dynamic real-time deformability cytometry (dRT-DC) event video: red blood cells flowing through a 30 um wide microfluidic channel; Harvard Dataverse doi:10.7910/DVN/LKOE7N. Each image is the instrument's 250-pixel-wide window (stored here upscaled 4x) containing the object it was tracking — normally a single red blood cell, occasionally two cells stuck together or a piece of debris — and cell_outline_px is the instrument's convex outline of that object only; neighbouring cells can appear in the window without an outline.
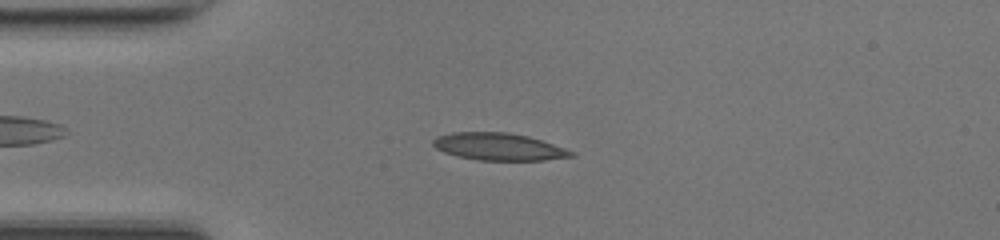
{"species": "common noctule bat (a hibernating species)", "species_latin": "Nyctalus noctula", "temperature_condition": "room temperature", "stored_images_in_passage": 44, "camera_frame_rate_fps": 3000, "um_per_image_px": 0.085, "animal": {"sex": "female", "body_mass_g": 17.0, "forearm_length_mm": 48.0}, "frame": {"image": 1, "passage_image": 11, "time_ms": 3.333, "image_size_px": [1000, 240], "cell_outline_px": [[576, 156], [544, 160], [480, 160], [456, 156], [444, 152], [436, 148], [432, 144], [432, 140], [436, 136], [452, 132], [508, 132], [528, 136], [576, 152]], "centroid_in_image_um": [42.37, 12.46], "position_along_channel_um": 42.6, "area_um2": 21.96}}
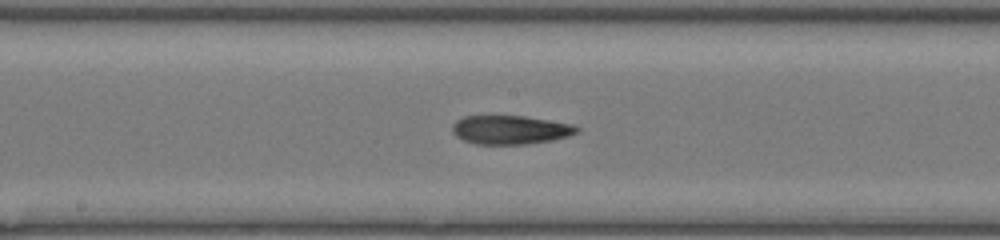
{"frame": {"image": 2, "passage_image": 24, "time_ms": 7.667, "image_size_px": [1000, 240], "cell_outline_px": [[580, 128], [576, 132], [568, 136], [552, 140], [524, 144], [476, 144], [464, 140], [456, 136], [452, 132], [452, 124], [456, 120], [464, 116], [524, 116], [572, 124]], "centroid_in_image_um": [43.34, 11.03], "position_along_channel_um": 204.9, "area_um2": 20.75}}
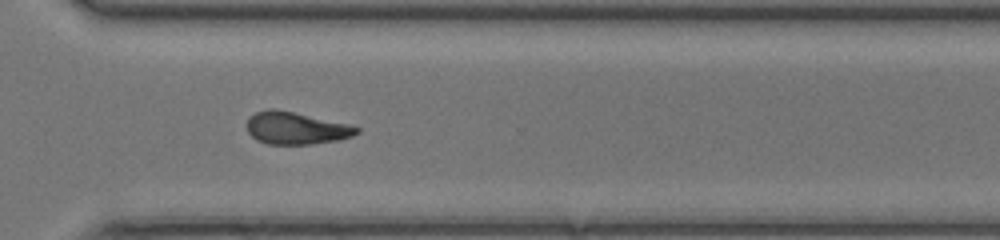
{"frame": {"image": 3, "passage_image": 34, "time_ms": 11.0, "image_size_px": [1000, 240], "cell_outline_px": [[360, 132], [352, 136], [336, 140], [312, 144], [268, 144], [256, 140], [248, 132], [248, 116], [256, 112], [268, 108], [272, 108], [292, 112], [348, 124], [360, 128]], "centroid_in_image_um": [25.14, 10.89], "position_along_channel_um": 345.5, "area_um2": 20.46}, "authors_computed_cell_mechanics": {"area_um2": 21.2415, "velocity_mm_per_s": 4.2332, "shape_relaxation_time_tau1_ms": 5.2738, "shape_relaxation_time_tau2_ms": 2.988, "deformation_change_tau1": 0.1861, "deformation_change_tau2": 0.1198}}